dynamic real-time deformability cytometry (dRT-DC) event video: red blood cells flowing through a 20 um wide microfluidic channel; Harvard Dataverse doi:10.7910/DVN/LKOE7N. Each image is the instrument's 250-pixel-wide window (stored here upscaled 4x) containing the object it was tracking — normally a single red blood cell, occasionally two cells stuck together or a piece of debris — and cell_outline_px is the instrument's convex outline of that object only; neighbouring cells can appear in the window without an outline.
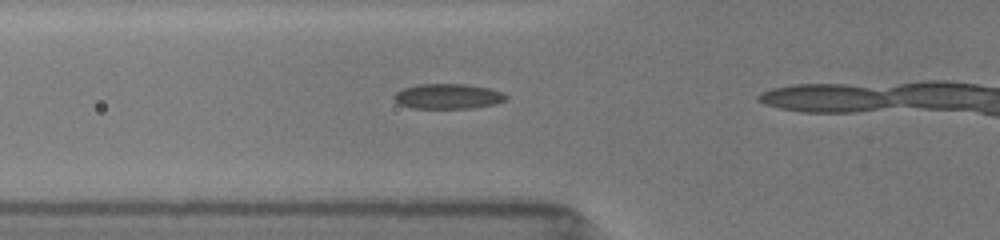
{"species": "common noctule bat (a hibernating species)", "species_latin": "Nyctalus noctula", "temperature_condition": "room temperature", "stored_images_in_passage": 16, "camera_frame_rate_fps": 3000, "um_per_image_px": 0.085, "animal": {"sex": "female", "body_mass_g": 19.5, "forearm_length_mm": 54.1}, "frame": {"image": 1, "passage_image": 12, "time_ms": 3.667, "image_size_px": [1000, 240], "cell_outline_px": [[508, 100], [496, 104], [472, 108], [412, 108], [400, 104], [392, 96], [396, 92], [404, 88], [416, 84], [468, 84], [488, 88], [504, 92], [508, 96]], "centroid_in_image_um": [38.13, 8.18], "position_along_channel_um": 87.7, "area_um2": 16.53}}
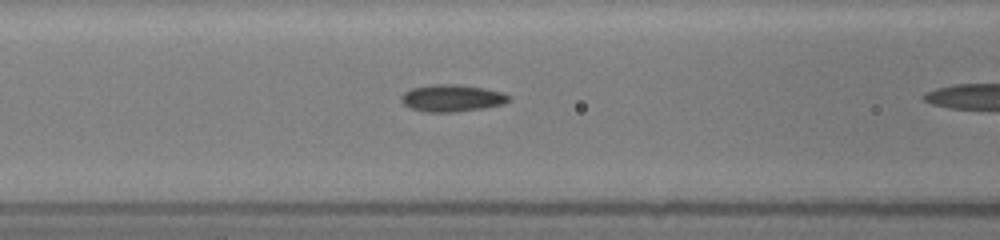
{"frame": {"image": 2, "passage_image": 15, "time_ms": 4.667, "image_size_px": [1000, 240], "cell_outline_px": [[512, 100], [504, 104], [484, 108], [456, 112], [424, 112], [412, 108], [404, 104], [400, 100], [400, 96], [404, 92], [412, 88], [428, 84], [460, 84], [484, 88], [504, 92], [512, 96]], "centroid_in_image_um": [38.46, 8.33], "position_along_channel_um": 128.1, "area_um2": 17.34}}